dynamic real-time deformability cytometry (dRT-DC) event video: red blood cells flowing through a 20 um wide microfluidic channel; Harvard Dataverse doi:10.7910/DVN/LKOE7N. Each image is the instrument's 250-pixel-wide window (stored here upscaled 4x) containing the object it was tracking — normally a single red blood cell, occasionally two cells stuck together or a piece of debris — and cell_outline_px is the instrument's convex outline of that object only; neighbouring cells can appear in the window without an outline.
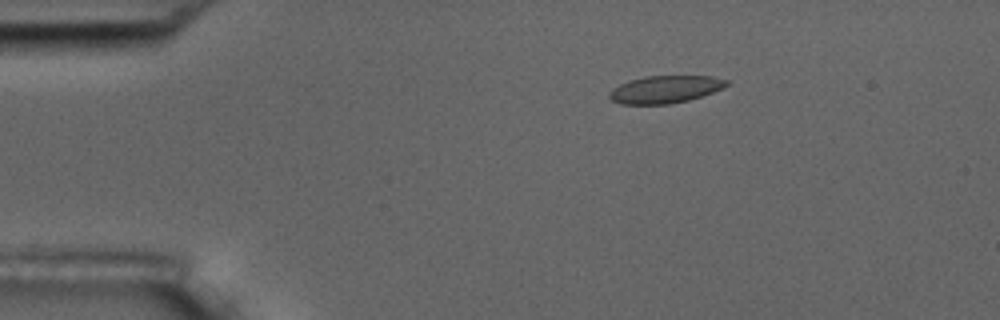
{"species": "common noctule bat (a hibernating species)", "species_latin": "Nyctalus noctula", "temperature_condition": "room temperature", "stored_images_in_passage": 3, "camera_frame_rate_fps": 3000, "um_per_image_px": 0.085, "animal": {"sex": "male", "body_mass_g": 17.5, "forearm_length_mm": 52.3}, "frame": {"image": 1, "passage_image": 1, "time_ms": 0.0, "image_size_px": [1000, 320], "cell_outline_px": [[728, 84], [712, 92], [688, 100], [668, 104], [620, 104], [612, 100], [608, 96], [608, 92], [612, 88], [628, 80], [644, 76], [712, 76], [728, 80]], "centroid_in_image_um": [56.47, 7.59], "position_along_channel_um": 28.5, "area_um2": 18.67}}